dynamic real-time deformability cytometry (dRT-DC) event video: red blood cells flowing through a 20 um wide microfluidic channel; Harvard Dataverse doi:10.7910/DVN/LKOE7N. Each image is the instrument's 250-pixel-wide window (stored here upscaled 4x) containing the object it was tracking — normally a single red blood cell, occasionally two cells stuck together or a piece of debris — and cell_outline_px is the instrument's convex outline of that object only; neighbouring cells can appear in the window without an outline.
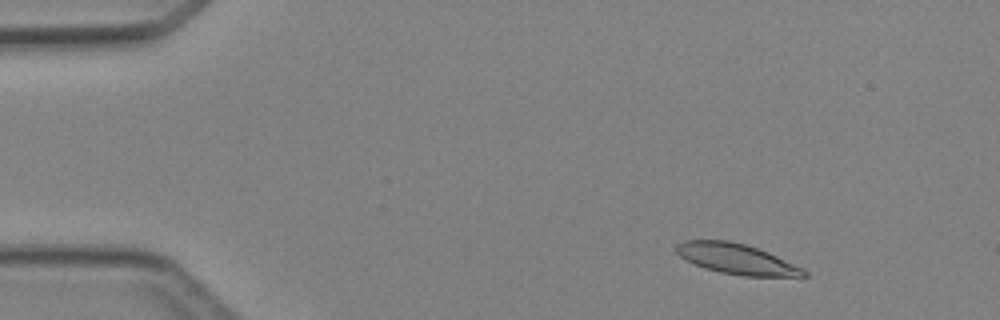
{"species": "Egyptian fruit bat (a non-hibernating species)", "species_latin": "Rousettus aegyptiacus", "temperature_condition": "cold", "stored_images_in_passage": 4, "camera_frame_rate_fps": 3000, "um_per_image_px": 0.085, "animal": {"sex": "female"}, "frame": {"image": 1, "passage_image": 1, "time_ms": 0.0, "image_size_px": [1000, 320], "cell_outline_px": [[808, 276], [744, 276], [720, 272], [704, 268], [684, 260], [676, 252], [676, 244], [684, 240], [728, 240], [744, 244], [768, 252], [804, 268], [808, 272]], "centroid_in_image_um": [62.59, 22.01], "position_along_channel_um": 22.4, "area_um2": 22.6}}
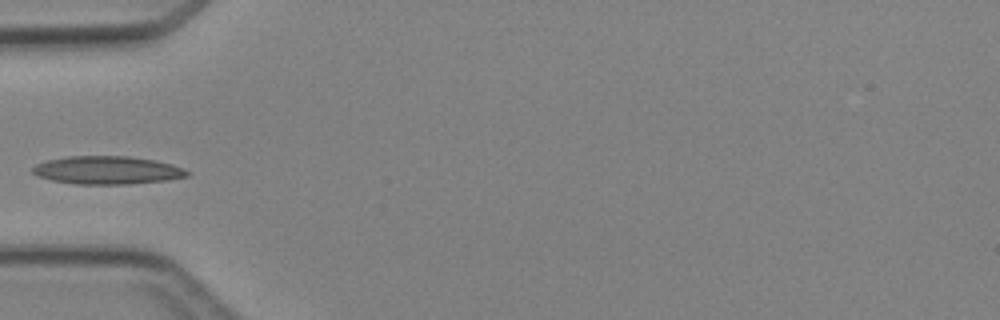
{"frame": {"image": 2, "passage_image": 3, "time_ms": 3.333, "image_size_px": [1000, 320], "cell_outline_px": [[188, 176], [168, 180], [128, 184], [76, 184], [52, 180], [40, 176], [32, 172], [32, 168], [36, 164], [48, 160], [68, 156], [128, 156], [156, 160], [172, 164], [184, 168], [188, 172]], "centroid_in_image_um": [9.14, 14.46], "position_along_channel_um": 75.9, "area_um2": 25.2}}
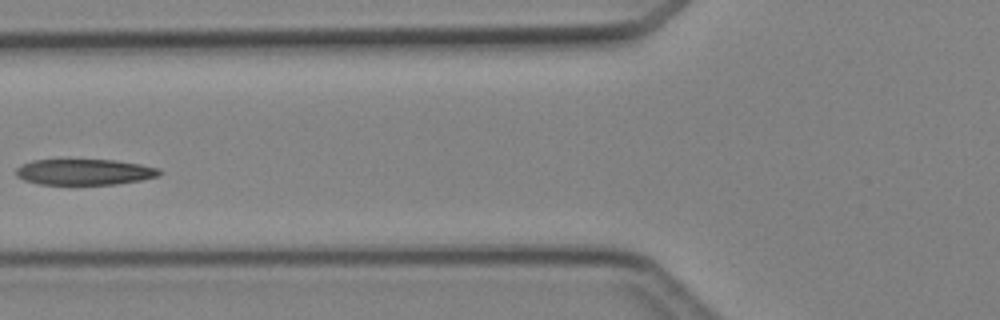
{"frame": {"image": 3, "passage_image": 4, "time_ms": 4.333, "image_size_px": [1000, 320], "cell_outline_px": [[164, 172], [156, 176], [140, 180], [116, 184], [40, 184], [24, 180], [16, 176], [16, 168], [20, 164], [32, 160], [112, 160], [140, 164], [160, 168]], "centroid_in_image_um": [7.16, 14.61], "position_along_channel_um": 118.6, "area_um2": 21.56}}